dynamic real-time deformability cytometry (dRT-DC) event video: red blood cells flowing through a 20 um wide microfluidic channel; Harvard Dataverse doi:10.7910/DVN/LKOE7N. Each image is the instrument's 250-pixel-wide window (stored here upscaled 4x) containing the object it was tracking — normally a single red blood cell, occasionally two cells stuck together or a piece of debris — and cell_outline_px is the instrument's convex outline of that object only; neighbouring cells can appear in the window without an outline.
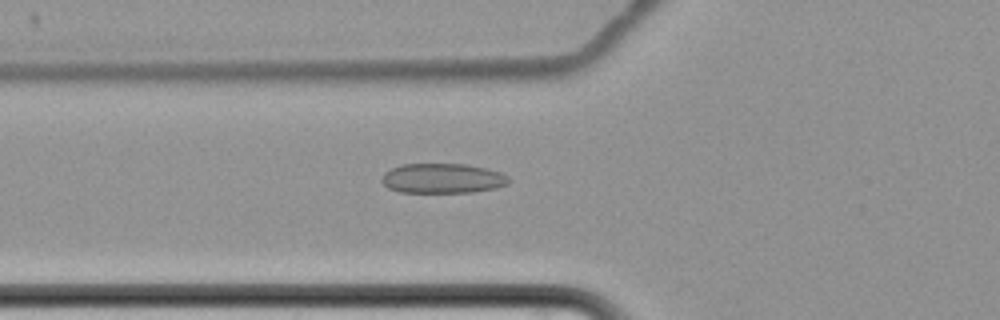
{"species": "common noctule bat (a hibernating species)", "species_latin": "Nyctalus noctula", "temperature_condition": "cold", "stored_images_in_passage": 5, "camera_frame_rate_fps": 3000, "um_per_image_px": 0.085, "animal": {"sex": "female", "body_mass_g": 22.7, "forearm_length_mm": 54.2}, "frame": {"image": 1, "passage_image": 5, "time_ms": 4.667, "image_size_px": [1000, 320], "cell_outline_px": [[508, 184], [496, 188], [472, 192], [400, 192], [388, 188], [380, 180], [384, 172], [400, 164], [468, 164], [500, 172], [508, 176]], "centroid_in_image_um": [37.59, 15.16], "position_along_channel_um": 88.2, "area_um2": 22.08}}